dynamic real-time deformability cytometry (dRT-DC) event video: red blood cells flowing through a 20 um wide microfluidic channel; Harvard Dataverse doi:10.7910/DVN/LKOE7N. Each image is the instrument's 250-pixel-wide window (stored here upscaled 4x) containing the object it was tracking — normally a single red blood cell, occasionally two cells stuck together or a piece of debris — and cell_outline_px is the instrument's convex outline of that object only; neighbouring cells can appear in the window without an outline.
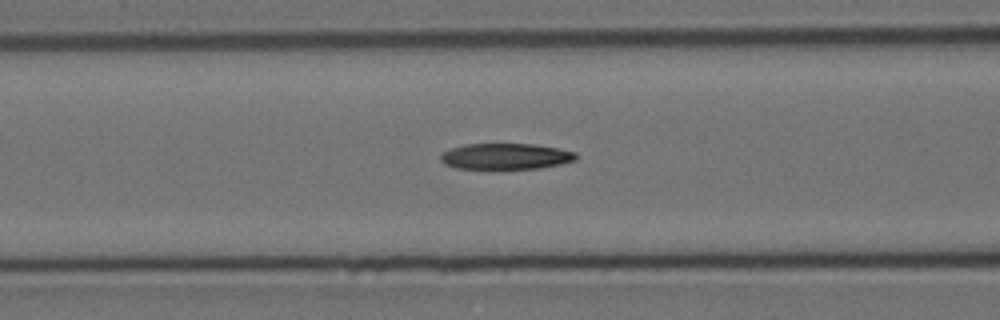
{"species": "Egyptian fruit bat (a non-hibernating species)", "species_latin": "Rousettus aegyptiacus", "temperature_condition": "cold", "stored_images_in_passage": 43, "camera_frame_rate_fps": 3000, "um_per_image_px": 0.085, "animal": {"sex": "female"}, "frame": {"image": 1, "passage_image": 20, "time_ms": 6.333, "image_size_px": [1000, 320], "cell_outline_px": [[576, 160], [560, 164], [540, 168], [456, 168], [444, 164], [440, 160], [440, 152], [448, 148], [464, 144], [536, 144], [560, 148], [576, 152]], "centroid_in_image_um": [42.95, 13.27], "position_along_channel_um": 123.7, "area_um2": 20.63}}
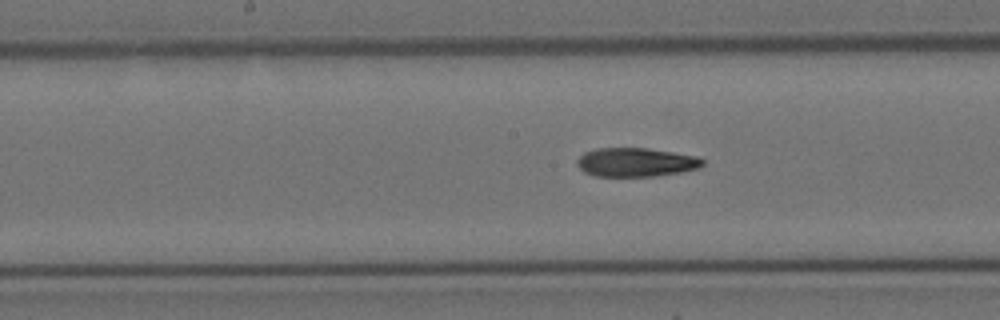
{"frame": {"image": 2, "passage_image": 26, "time_ms": 8.333, "image_size_px": [1000, 320], "cell_outline_px": [[704, 164], [700, 168], [680, 172], [656, 176], [596, 176], [584, 172], [576, 164], [576, 160], [584, 152], [596, 148], [648, 148], [696, 156], [704, 160]], "centroid_in_image_um": [54.04, 13.79], "position_along_channel_um": 194.2, "area_um2": 21.15}}
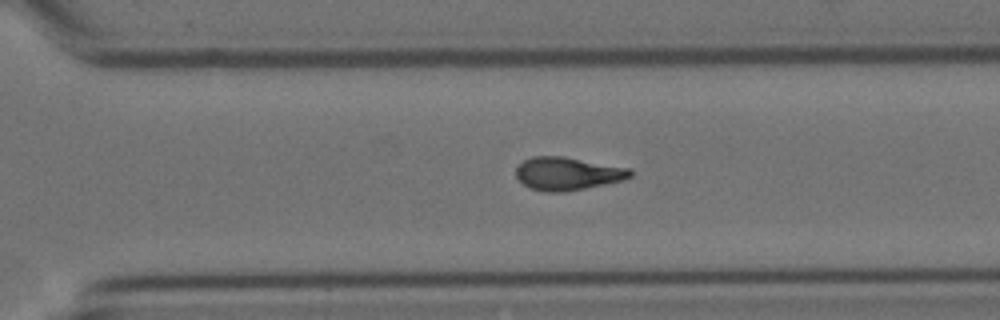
{"frame": {"image": 3, "passage_image": 37, "time_ms": 12.0, "image_size_px": [1000, 320], "cell_outline_px": [[632, 176], [624, 180], [564, 192], [544, 192], [532, 188], [524, 184], [516, 176], [516, 168], [524, 160], [532, 156], [564, 156], [632, 168]], "centroid_in_image_um": [48.27, 14.74], "position_along_channel_um": 322.3, "area_um2": 22.02}}